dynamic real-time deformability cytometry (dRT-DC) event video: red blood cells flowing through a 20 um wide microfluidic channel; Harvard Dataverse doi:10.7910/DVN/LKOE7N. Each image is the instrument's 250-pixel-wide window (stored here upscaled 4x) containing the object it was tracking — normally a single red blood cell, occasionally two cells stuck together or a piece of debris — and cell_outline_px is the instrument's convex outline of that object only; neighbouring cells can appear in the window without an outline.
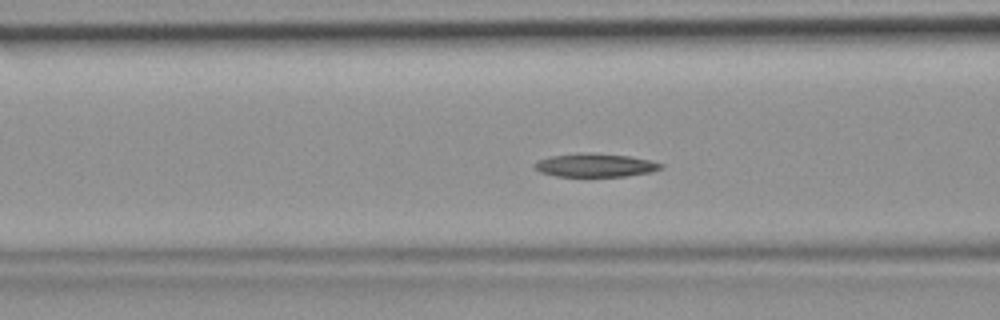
{"species": "common noctule bat (a hibernating species)", "species_latin": "Nyctalus noctula", "temperature_condition": "room temperature", "stored_images_in_passage": 42, "camera_frame_rate_fps": 3000, "um_per_image_px": 0.085, "animal": {"sex": "female", "body_mass_g": 19.9}, "frame": {"image": 1, "passage_image": 13, "time_ms": 4.0, "image_size_px": [1000, 320], "cell_outline_px": [[664, 168], [652, 172], [624, 176], [556, 176], [540, 172], [532, 164], [536, 160], [552, 156], [584, 152], [632, 156], [652, 160], [664, 164]], "centroid_in_image_um": [50.64, 14.03], "position_along_channel_um": 116.0, "area_um2": 17.4}}
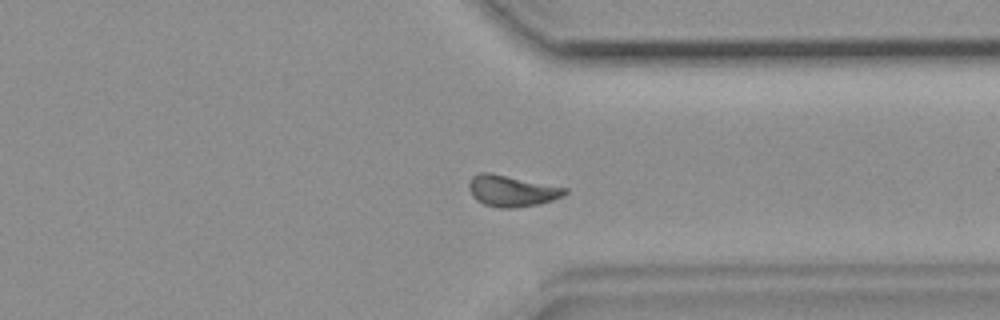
{"frame": {"image": 2, "passage_image": 31, "time_ms": 10.0, "image_size_px": [1000, 320], "cell_outline_px": [[568, 192], [564, 196], [552, 200], [536, 204], [516, 208], [496, 208], [484, 204], [476, 200], [472, 196], [468, 188], [468, 184], [472, 176], [480, 172], [488, 172], [568, 188]], "centroid_in_image_um": [43.47, 16.23], "position_along_channel_um": 367.9, "area_um2": 17.51}}
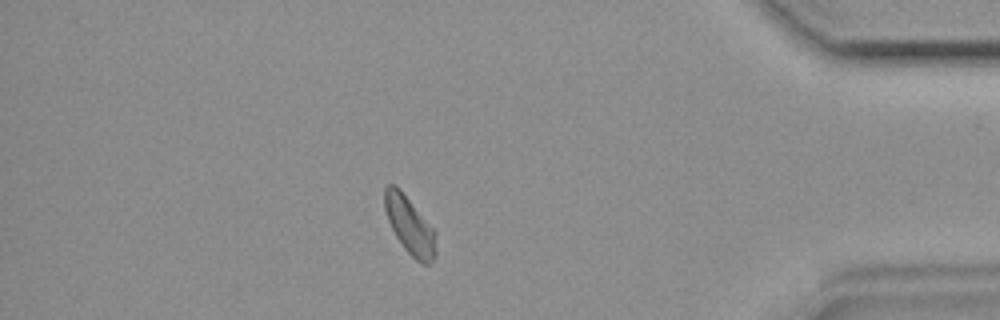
{"frame": {"image": 3, "passage_image": 36, "time_ms": 11.667, "image_size_px": [1000, 320], "cell_outline_px": [[436, 252], [432, 260], [428, 264], [424, 264], [416, 260], [404, 248], [396, 236], [388, 220], [384, 208], [384, 188], [388, 184], [396, 184], [400, 188], [436, 232]], "centroid_in_image_um": [34.81, 19.13], "position_along_channel_um": 400.4, "area_um2": 17.11}}